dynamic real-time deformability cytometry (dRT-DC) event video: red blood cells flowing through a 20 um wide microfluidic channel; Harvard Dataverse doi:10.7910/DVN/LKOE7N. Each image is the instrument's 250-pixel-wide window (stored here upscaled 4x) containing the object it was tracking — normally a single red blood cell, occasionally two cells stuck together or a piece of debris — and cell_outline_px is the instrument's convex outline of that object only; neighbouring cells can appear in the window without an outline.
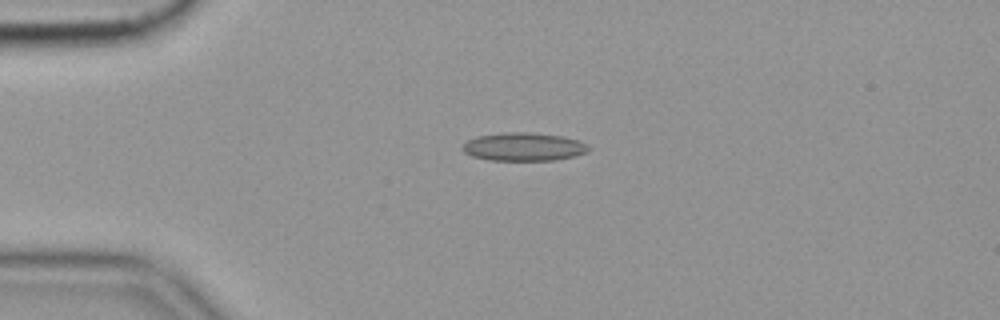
{"species": "common noctule bat (a hibernating species)", "species_latin": "Nyctalus noctula", "temperature_condition": "cold", "stored_images_in_passage": 46, "camera_frame_rate_fps": 3000, "um_per_image_px": 0.085, "animal": {"sex": "female", "body_mass_g": 19.9}, "frame": {"image": 1, "passage_image": 3, "time_ms": 0.667, "image_size_px": [1000, 320], "cell_outline_px": [[592, 148], [588, 152], [576, 156], [552, 160], [488, 160], [472, 156], [464, 152], [460, 148], [468, 140], [476, 136], [508, 132], [528, 132], [564, 136], [588, 144]], "centroid_in_image_um": [44.53, 12.47], "position_along_channel_um": 40.5, "area_um2": 20.87}}
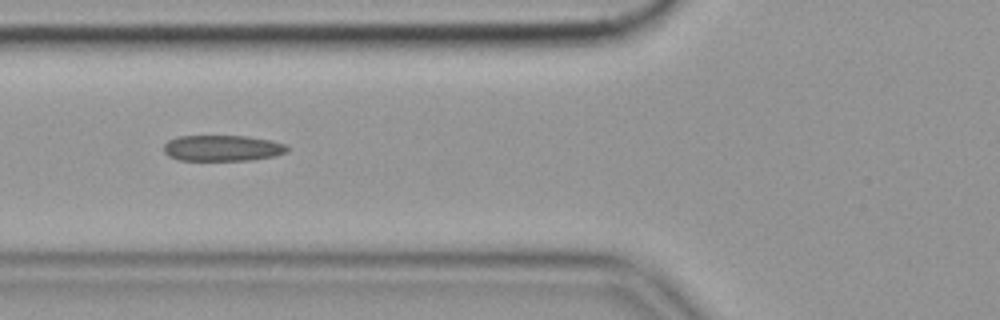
{"frame": {"image": 2, "passage_image": 11, "time_ms": 3.333, "image_size_px": [1000, 320], "cell_outline_px": [[288, 152], [276, 156], [252, 160], [180, 160], [168, 156], [164, 152], [164, 144], [168, 140], [176, 136], [248, 136], [272, 140], [284, 144], [288, 148]], "centroid_in_image_um": [18.92, 12.59], "position_along_channel_um": 106.9, "area_um2": 18.84}}
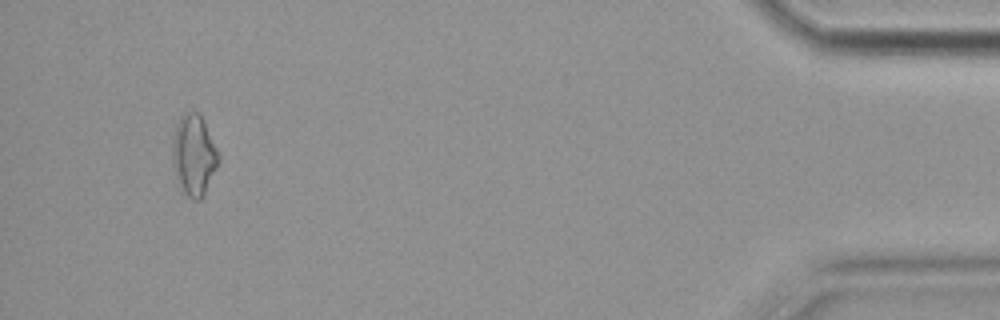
{"frame": {"image": 3, "passage_image": 43, "time_ms": 14.0, "image_size_px": [1000, 320], "cell_outline_px": [[220, 160], [204, 196], [200, 200], [192, 200], [184, 192], [176, 176], [172, 160], [172, 140], [176, 124], [180, 116], [184, 112], [200, 112], [204, 120], [220, 156]], "centroid_in_image_um": [16.48, 13.16], "position_along_channel_um": 418.7, "area_um2": 21.85}, "authors_computed_cell_mechanics": {"area_um2": 19.0451, "velocity_mm_per_s": 3.5703, "shape_relaxation_time_tau1_ms": 8.1874, "shape_relaxation_time_tau2_ms": 3.6109, "deformation_change_tau1": 0.1738, "deformation_change_tau2": 0.1393}}